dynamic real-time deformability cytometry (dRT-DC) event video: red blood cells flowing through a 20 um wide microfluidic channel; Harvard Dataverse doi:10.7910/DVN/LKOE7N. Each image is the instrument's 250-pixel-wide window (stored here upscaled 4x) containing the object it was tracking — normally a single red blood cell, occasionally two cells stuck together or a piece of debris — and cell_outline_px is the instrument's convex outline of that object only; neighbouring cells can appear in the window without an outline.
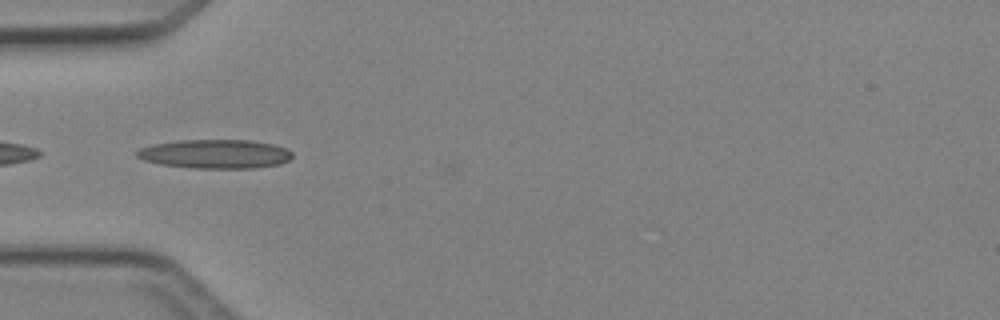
{"species": "Egyptian fruit bat (a non-hibernating species)", "species_latin": "Rousettus aegyptiacus", "temperature_condition": "cold", "stored_images_in_passage": 4, "camera_frame_rate_fps": 3000, "um_per_image_px": 0.085, "animal": {"sex": "female"}, "frame": {"image": 1, "passage_image": 3, "time_ms": 2.333, "image_size_px": [1000, 320], "cell_outline_px": [[292, 156], [288, 160], [280, 164], [252, 168], [192, 168], [160, 164], [144, 160], [136, 156], [136, 152], [140, 148], [152, 144], [176, 140], [248, 140], [272, 144], [284, 148], [292, 152]], "centroid_in_image_um": [18.25, 13.08], "position_along_channel_um": 66.7, "area_um2": 26.18}}
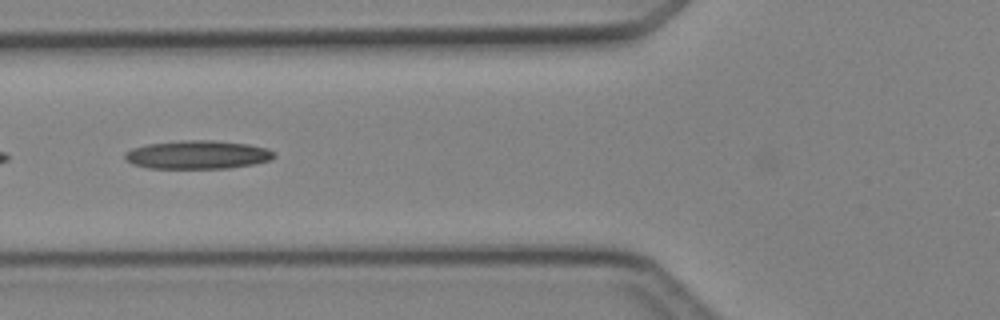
{"frame": {"image": 2, "passage_image": 4, "time_ms": 3.333, "image_size_px": [1000, 320], "cell_outline_px": [[276, 156], [268, 160], [252, 164], [228, 168], [148, 168], [132, 164], [124, 156], [124, 152], [132, 148], [148, 144], [180, 140], [212, 140], [248, 144], [268, 148], [276, 152]], "centroid_in_image_um": [16.79, 13.14], "position_along_channel_um": 109.0, "area_um2": 24.74}}